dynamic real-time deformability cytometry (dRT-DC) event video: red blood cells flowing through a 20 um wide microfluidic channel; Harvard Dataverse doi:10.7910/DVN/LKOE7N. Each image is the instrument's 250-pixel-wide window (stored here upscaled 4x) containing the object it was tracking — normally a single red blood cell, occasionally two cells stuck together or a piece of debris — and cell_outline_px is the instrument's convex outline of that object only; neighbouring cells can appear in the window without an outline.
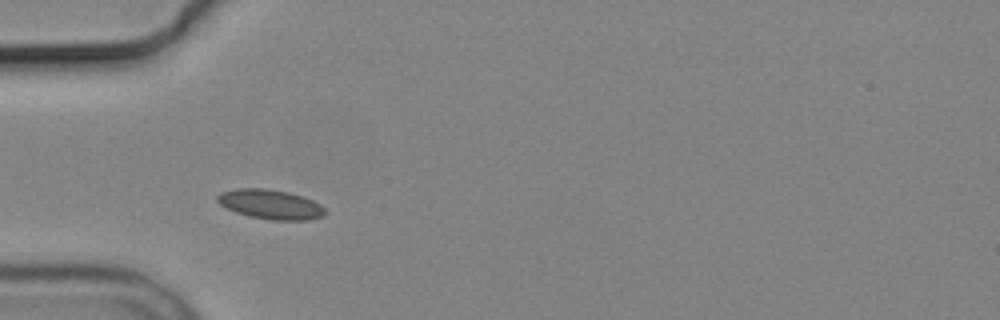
{"species": "common noctule bat (a hibernating species)", "species_latin": "Nyctalus noctula", "temperature_condition": "cold", "stored_images_in_passage": 8, "camera_frame_rate_fps": 3000, "um_per_image_px": 0.085, "animal": {"sex": "male", "body_mass_g": 19.2, "forearm_length_mm": 51.8}, "frame": {"image": 1, "passage_image": 3, "time_ms": 2.333, "image_size_px": [1000, 320], "cell_outline_px": [[328, 212], [324, 216], [308, 220], [272, 220], [248, 216], [236, 212], [220, 204], [216, 200], [216, 196], [220, 192], [236, 188], [268, 188], [288, 192], [312, 200], [320, 204]], "centroid_in_image_um": [22.99, 17.36], "position_along_channel_um": 62.0, "area_um2": 18.67}}
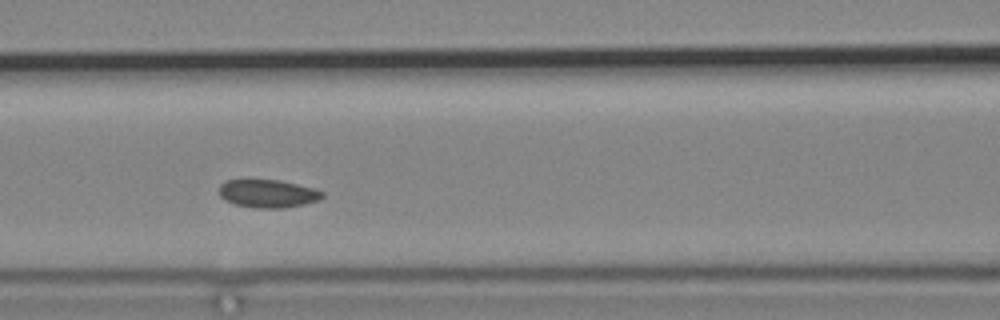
{"frame": {"image": 2, "passage_image": 5, "time_ms": 4.667, "image_size_px": [1000, 320], "cell_outline_px": [[324, 196], [320, 200], [304, 204], [284, 208], [256, 208], [236, 204], [224, 200], [220, 196], [220, 184], [228, 180], [248, 176], [280, 180], [316, 188], [324, 192]], "centroid_in_image_um": [22.76, 16.4], "position_along_channel_um": 143.8, "area_um2": 17.69}}
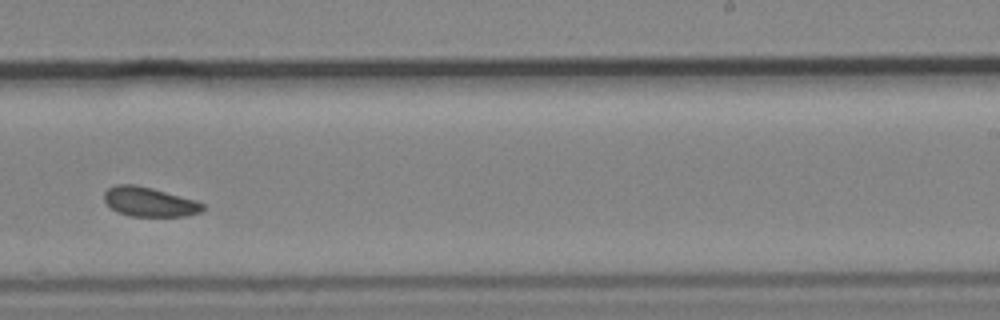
{"frame": {"image": 3, "passage_image": 8, "time_ms": 8.333, "image_size_px": [1000, 320], "cell_outline_px": [[204, 208], [200, 212], [188, 216], [128, 216], [116, 212], [104, 200], [104, 192], [108, 188], [116, 184], [136, 184], [152, 188], [196, 200], [204, 204]], "centroid_in_image_um": [12.68, 17.16], "position_along_channel_um": 276.3, "area_um2": 16.99}}